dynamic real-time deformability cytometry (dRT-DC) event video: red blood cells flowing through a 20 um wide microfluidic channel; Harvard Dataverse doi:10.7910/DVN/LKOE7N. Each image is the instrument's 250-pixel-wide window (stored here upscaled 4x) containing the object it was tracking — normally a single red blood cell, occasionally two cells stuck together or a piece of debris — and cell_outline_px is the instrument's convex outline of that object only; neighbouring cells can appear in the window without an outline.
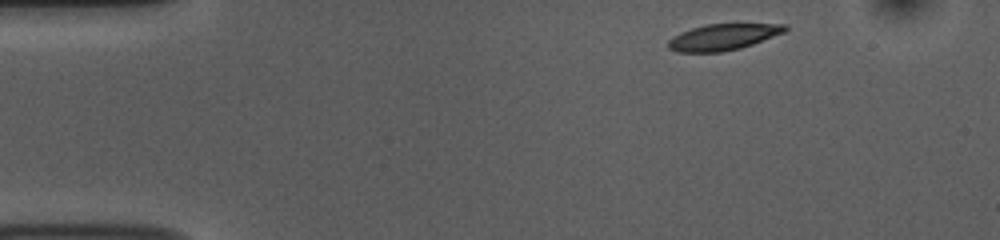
{"species": "common noctule bat (a hibernating species)", "species_latin": "Nyctalus noctula", "temperature_condition": "room temperature", "stored_images_in_passage": 21, "camera_frame_rate_fps": 3000, "um_per_image_px": 0.085, "animal": {"sex": "female", "body_mass_g": 10.0, "forearm_length_mm": 53.1}, "frame": {"image": 1, "passage_image": 1, "time_ms": 0.0, "image_size_px": [1000, 240], "cell_outline_px": [[788, 28], [784, 32], [752, 44], [740, 48], [720, 52], [676, 52], [668, 48], [668, 40], [672, 36], [680, 32], [704, 24], [788, 24]], "centroid_in_image_um": [61.42, 3.14], "position_along_channel_um": 23.6, "area_um2": 17.8}}
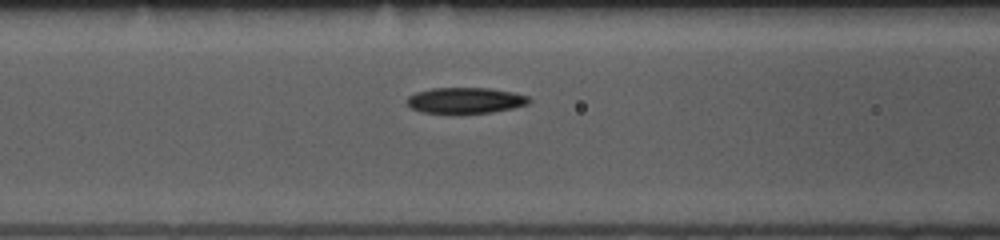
{"frame": {"image": 2, "passage_image": 15, "time_ms": 4.667, "image_size_px": [1000, 240], "cell_outline_px": [[532, 100], [528, 104], [512, 108], [492, 112], [452, 116], [420, 112], [412, 108], [404, 100], [408, 96], [416, 92], [432, 88], [488, 88], [512, 92], [528, 96]], "centroid_in_image_um": [39.5, 8.58], "position_along_channel_um": 127.1, "area_um2": 19.19}}
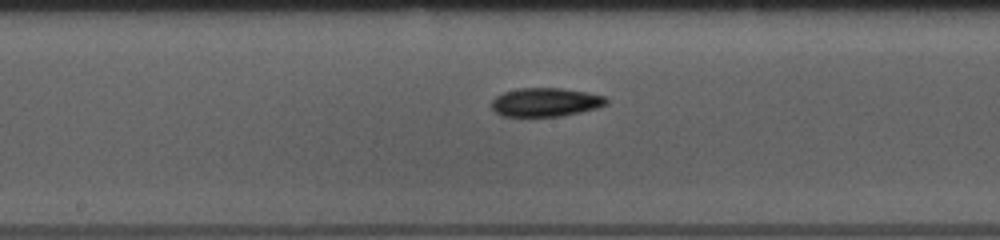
{"frame": {"image": 3, "passage_image": 21, "time_ms": 6.667, "image_size_px": [1000, 240], "cell_outline_px": [[608, 104], [596, 108], [580, 112], [560, 116], [500, 116], [492, 108], [492, 100], [496, 96], [504, 92], [520, 88], [560, 88], [588, 92], [604, 96], [608, 100]], "centroid_in_image_um": [46.38, 8.68], "position_along_channel_um": 201.8, "area_um2": 19.13}}